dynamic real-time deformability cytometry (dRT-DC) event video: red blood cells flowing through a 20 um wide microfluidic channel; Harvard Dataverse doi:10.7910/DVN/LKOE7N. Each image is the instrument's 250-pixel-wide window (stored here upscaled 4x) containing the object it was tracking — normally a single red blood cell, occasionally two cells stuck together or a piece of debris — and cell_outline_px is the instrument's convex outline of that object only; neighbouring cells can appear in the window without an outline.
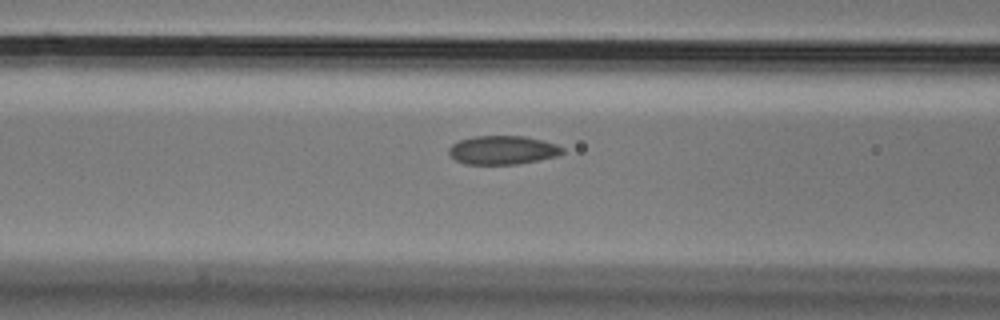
{"species": "Egyptian fruit bat (a non-hibernating species)", "species_latin": "Rousettus aegyptiacus", "temperature_condition": "cold", "stored_images_in_passage": 44, "camera_frame_rate_fps": 3000, "um_per_image_px": 0.085, "animal": {"sex": "male"}, "frame": {"image": 1, "passage_image": 18, "time_ms": 5.667, "image_size_px": [1000, 320], "cell_outline_px": [[564, 152], [560, 156], [540, 160], [516, 164], [464, 164], [456, 160], [448, 152], [448, 148], [452, 144], [460, 140], [472, 136], [524, 136], [544, 140], [556, 144], [564, 148]], "centroid_in_image_um": [42.76, 12.75], "position_along_channel_um": 123.8, "area_um2": 19.19}}
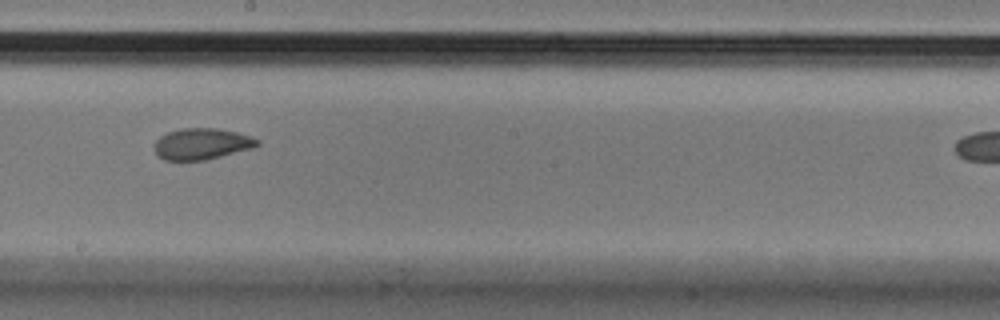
{"frame": {"image": 2, "passage_image": 27, "time_ms": 8.667, "image_size_px": [1000, 320], "cell_outline_px": [[260, 144], [252, 148], [204, 160], [164, 160], [156, 156], [152, 148], [156, 140], [160, 136], [168, 132], [180, 128], [216, 128], [236, 132], [252, 136], [260, 140]], "centroid_in_image_um": [17.11, 12.23], "position_along_channel_um": 231.1, "area_um2": 18.9}}
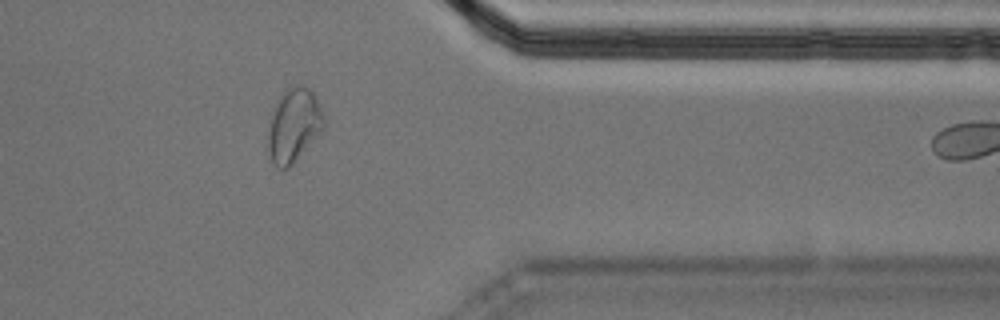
{"frame": {"image": 3, "passage_image": 41, "time_ms": 13.333, "image_size_px": [1000, 320], "cell_outline_px": [[324, 128], [292, 164], [288, 168], [276, 168], [268, 152], [268, 132], [272, 116], [284, 92], [288, 88], [296, 84], [304, 84], [312, 88], [324, 116]], "centroid_in_image_um": [25.0, 10.63], "position_along_channel_um": 386.4, "area_um2": 23.52}}